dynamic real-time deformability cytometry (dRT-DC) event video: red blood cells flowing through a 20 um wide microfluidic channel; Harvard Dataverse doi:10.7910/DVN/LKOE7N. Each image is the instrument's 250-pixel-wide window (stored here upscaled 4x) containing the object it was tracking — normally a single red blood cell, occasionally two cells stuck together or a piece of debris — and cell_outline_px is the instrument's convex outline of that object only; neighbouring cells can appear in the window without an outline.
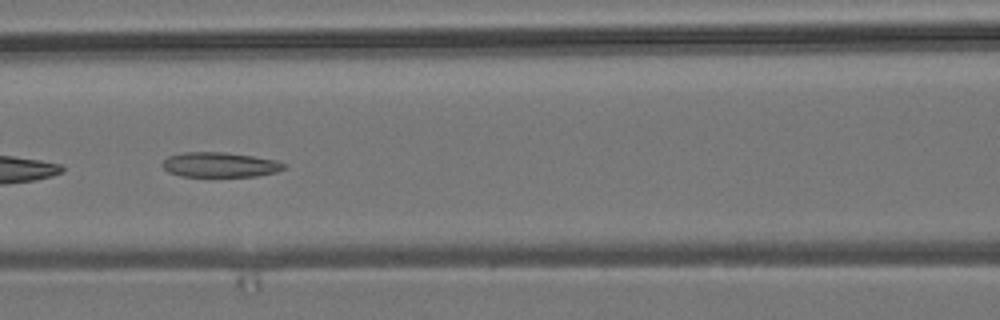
{"species": "common noctule bat (a hibernating species)", "species_latin": "Nyctalus noctula", "temperature_condition": "room temperature", "stored_images_in_passage": 7, "camera_frame_rate_fps": 3000, "um_per_image_px": 0.085, "animal": {"sex": "male", "body_mass_g": 19.2, "forearm_length_mm": 51.8}, "frame": {"image": 1, "passage_image": 5, "time_ms": 4.667, "image_size_px": [1000, 320], "cell_outline_px": [[284, 168], [276, 172], [256, 176], [180, 176], [168, 172], [160, 164], [168, 156], [184, 152], [224, 152], [252, 156], [276, 160], [284, 164]], "centroid_in_image_um": [18.64, 14.0], "position_along_channel_um": 148.0, "area_um2": 17.51}}
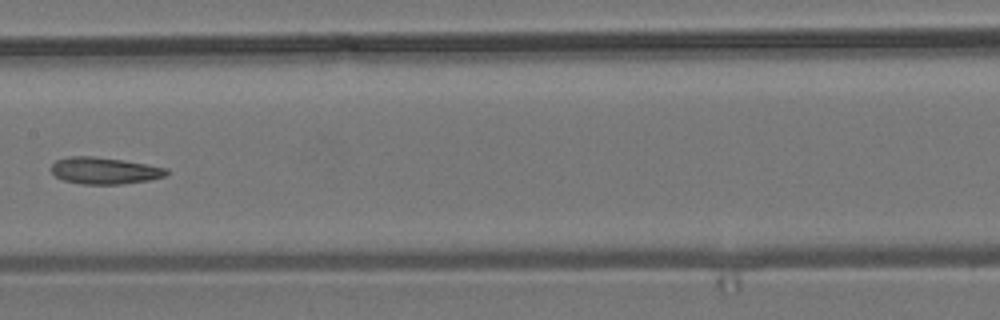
{"frame": {"image": 2, "passage_image": 6, "time_ms": 6.0, "image_size_px": [1000, 320], "cell_outline_px": [[168, 172], [164, 176], [148, 180], [120, 184], [80, 184], [64, 180], [56, 176], [52, 172], [52, 164], [56, 160], [68, 156], [92, 156], [124, 160], [168, 168]], "centroid_in_image_um": [8.87, 14.5], "position_along_channel_um": 198.5, "area_um2": 17.86}}
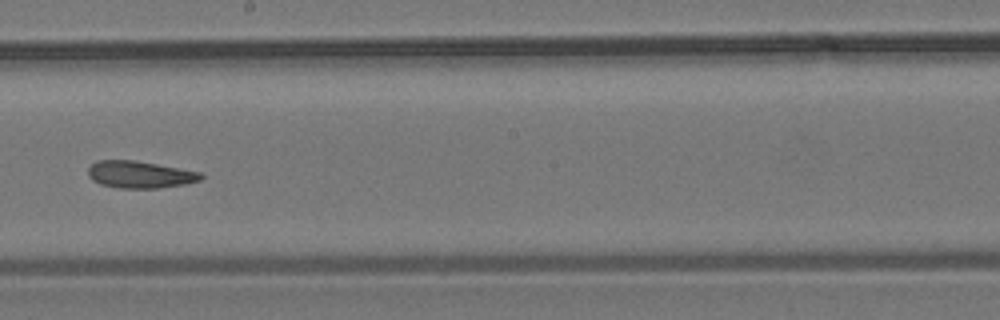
{"frame": {"image": 3, "passage_image": 7, "time_ms": 7.0, "image_size_px": [1000, 320], "cell_outline_px": [[204, 176], [200, 180], [184, 184], [160, 188], [120, 188], [100, 184], [92, 180], [88, 176], [88, 168], [96, 160], [136, 160], [200, 172]], "centroid_in_image_um": [11.86, 14.83], "position_along_channel_um": 236.3, "area_um2": 17.8}}